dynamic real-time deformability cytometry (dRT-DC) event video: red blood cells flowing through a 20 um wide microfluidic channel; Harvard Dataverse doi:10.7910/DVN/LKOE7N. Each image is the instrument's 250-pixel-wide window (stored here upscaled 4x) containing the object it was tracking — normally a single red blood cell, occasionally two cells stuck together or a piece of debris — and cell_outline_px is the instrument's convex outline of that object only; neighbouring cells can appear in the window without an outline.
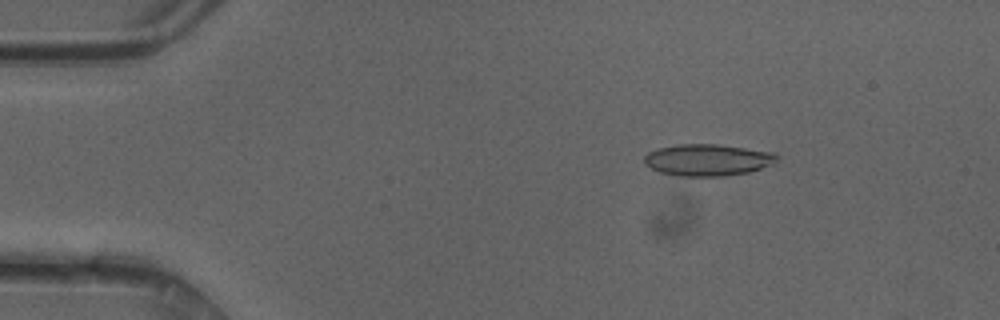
{"species": "common noctule bat (a hibernating species)", "species_latin": "Nyctalus noctula", "temperature_condition": "cold", "stored_images_in_passage": 49, "camera_frame_rate_fps": 3000, "um_per_image_px": 0.085, "animal": {"sex": "female"}, "frame": {"image": 1, "passage_image": 8, "time_ms": 2.333, "image_size_px": [1000, 320], "cell_outline_px": [[776, 156], [772, 164], [748, 172], [720, 176], [684, 176], [660, 172], [652, 168], [644, 160], [644, 156], [648, 152], [660, 148], [680, 144], [716, 144], [772, 152]], "centroid_in_image_um": [60.12, 13.59], "position_along_channel_um": 24.9, "area_um2": 23.87}}
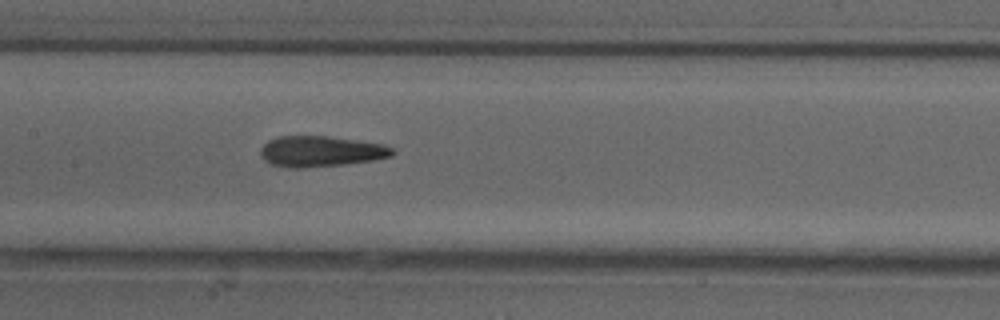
{"frame": {"image": 2, "passage_image": 24, "time_ms": 7.667, "image_size_px": [1000, 320], "cell_outline_px": [[396, 152], [392, 156], [372, 160], [344, 164], [304, 168], [288, 168], [272, 164], [264, 160], [260, 152], [264, 144], [268, 140], [280, 136], [328, 136], [384, 144], [392, 148]], "centroid_in_image_um": [27.27, 12.87], "position_along_channel_um": 180.1, "area_um2": 23.58}}
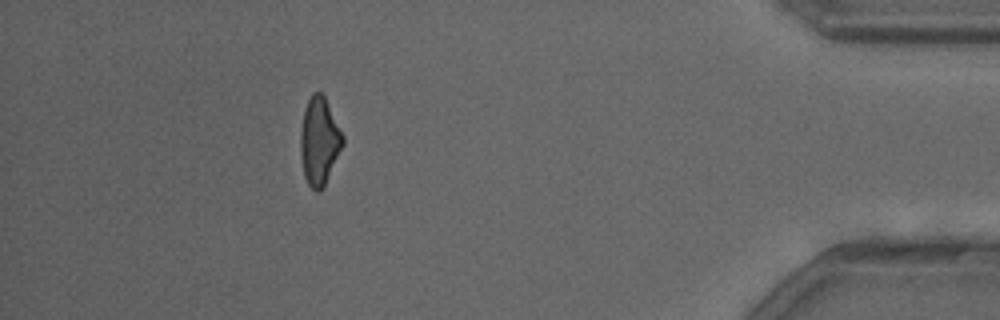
{"frame": {"image": 3, "passage_image": 44, "time_ms": 14.333, "image_size_px": [1000, 320], "cell_outline_px": [[344, 144], [324, 188], [320, 192], [316, 192], [308, 184], [304, 176], [300, 152], [300, 132], [304, 108], [312, 92], [320, 92], [324, 96], [344, 136]], "centroid_in_image_um": [27.14, 12.03], "position_along_channel_um": 408.1, "area_um2": 21.79}, "authors_computed_cell_mechanics": {"area_um2": 22.8888, "velocity_mm_per_s": 4.2345, "shape_relaxation_time_tau1_ms": null, "shape_relaxation_time_tau2_ms": 3.9383, "deformation_change_tau1": null, "deformation_change_tau2": 0.149}}